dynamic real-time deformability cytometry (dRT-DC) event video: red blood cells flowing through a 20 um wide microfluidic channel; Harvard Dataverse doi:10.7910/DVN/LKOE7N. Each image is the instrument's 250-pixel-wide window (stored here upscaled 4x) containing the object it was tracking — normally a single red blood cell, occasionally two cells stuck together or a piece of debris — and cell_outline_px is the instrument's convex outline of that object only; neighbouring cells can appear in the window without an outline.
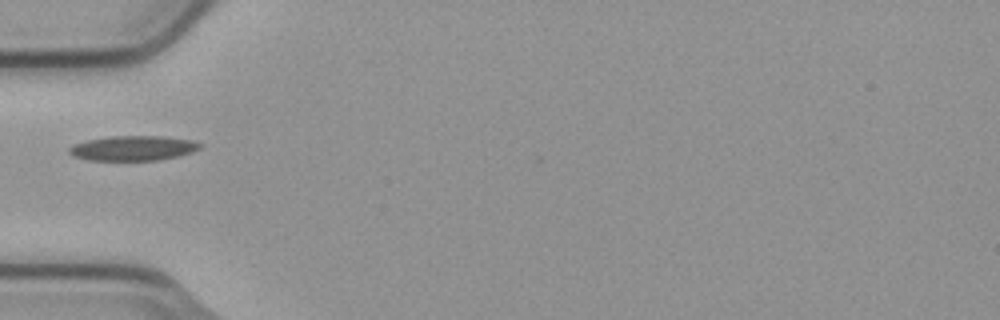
{"species": "common noctule bat (a hibernating species)", "species_latin": "Nyctalus noctula", "temperature_condition": "cold", "stored_images_in_passage": 37, "camera_frame_rate_fps": 3000, "um_per_image_px": 0.085, "animal": {"sex": "male", "body_mass_g": 23.1, "forearm_length_mm": 52.7}, "frame": {"image": 1, "passage_image": 1, "time_ms": 0.0, "image_size_px": [1000, 320], "cell_outline_px": [[204, 144], [200, 148], [192, 152], [176, 156], [156, 160], [88, 160], [72, 156], [68, 152], [68, 148], [76, 144], [88, 140], [112, 136], [164, 136], [192, 140]], "centroid_in_image_um": [11.32, 12.59], "position_along_channel_um": 73.7, "area_um2": 18.84}}
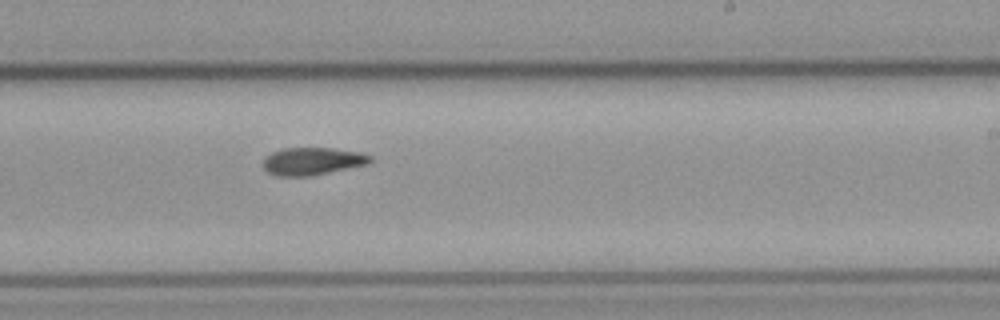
{"frame": {"image": 2, "passage_image": 16, "time_ms": 5.0, "image_size_px": [1000, 320], "cell_outline_px": [[372, 160], [368, 164], [312, 176], [276, 176], [268, 172], [264, 168], [264, 156], [272, 152], [284, 148], [332, 148], [360, 152], [372, 156]], "centroid_in_image_um": [26.56, 13.7], "position_along_channel_um": 262.4, "area_um2": 17.28}}
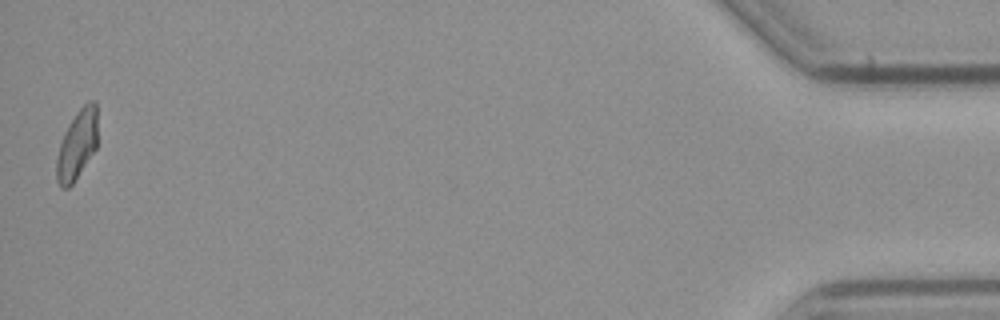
{"frame": {"image": 3, "passage_image": 37, "time_ms": 12.0, "image_size_px": [1000, 320], "cell_outline_px": [[96, 148], [72, 184], [68, 188], [60, 188], [56, 180], [56, 160], [60, 140], [64, 132], [76, 112], [88, 100], [96, 100]], "centroid_in_image_um": [6.52, 12.3], "position_along_channel_um": 428.7, "area_um2": 16.53}}